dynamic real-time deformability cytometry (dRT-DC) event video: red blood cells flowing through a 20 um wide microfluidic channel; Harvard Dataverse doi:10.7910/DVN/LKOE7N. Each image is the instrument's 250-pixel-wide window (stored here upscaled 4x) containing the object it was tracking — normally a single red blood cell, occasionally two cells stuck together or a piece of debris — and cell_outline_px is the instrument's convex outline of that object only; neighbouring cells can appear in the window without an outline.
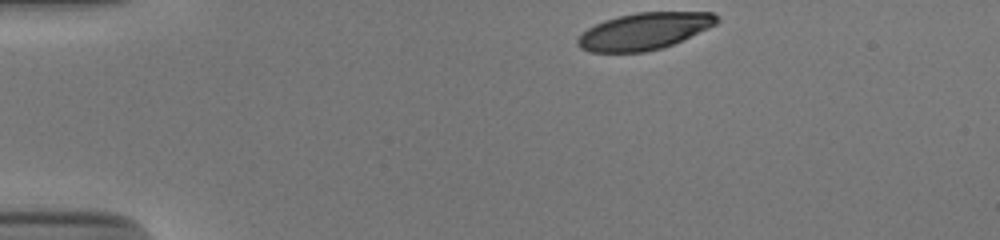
{"species": "human", "species_latin": "Homo sapiens", "temperature_condition": "cold", "stored_images_in_passage": 36, "camera_frame_rate_fps": 3000, "um_per_image_px": 0.085, "donor": {"sex": "male"}, "frame": {"image": 1, "passage_image": 1, "time_ms": 0.0, "image_size_px": [1000, 240], "cell_outline_px": [[720, 20], [716, 24], [708, 28], [664, 48], [644, 52], [588, 52], [580, 48], [576, 44], [576, 40], [588, 28], [604, 20], [636, 12], [712, 12], [720, 16]], "centroid_in_image_um": [54.77, 2.65], "position_along_channel_um": 30.2, "area_um2": 29.88}}
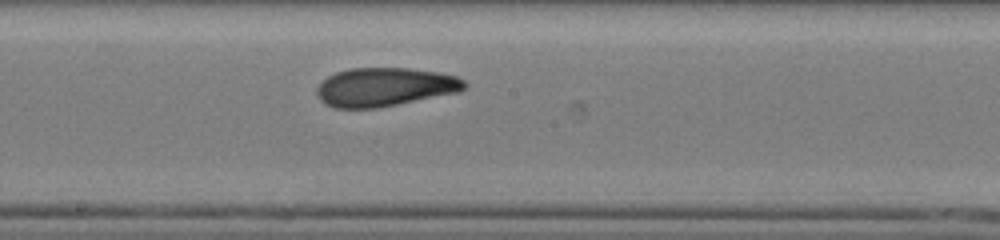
{"frame": {"image": 2, "passage_image": 21, "time_ms": 6.667, "image_size_px": [1000, 240], "cell_outline_px": [[468, 84], [460, 92], [376, 108], [336, 108], [324, 104], [316, 96], [316, 88], [328, 76], [336, 72], [352, 68], [408, 68], [436, 72], [456, 76], [464, 80]], "centroid_in_image_um": [32.69, 7.4], "position_along_channel_um": 215.5, "area_um2": 33.23}}
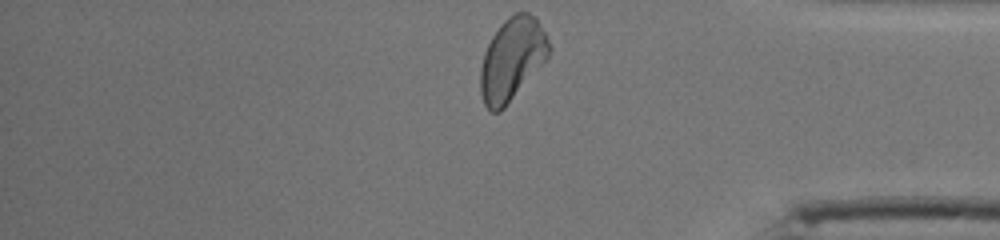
{"frame": {"image": 3, "passage_image": 36, "time_ms": 11.667, "image_size_px": [1000, 240], "cell_outline_px": [[552, 48], [548, 60], [504, 108], [500, 112], [492, 112], [484, 104], [480, 92], [480, 68], [484, 52], [492, 36], [500, 24], [508, 16], [516, 12], [528, 12], [536, 16], [552, 44]], "centroid_in_image_um": [43.56, 5.01], "position_along_channel_um": 391.6, "area_um2": 33.7}, "authors_computed_cell_mechanics": {"area_um2": 32.6281, "velocity_mm_per_s": 3.8583, "shape_relaxation_time_tau1_ms": 5.1597, "shape_relaxation_time_tau2_ms": 1.9189, "deformation_change_tau1": 0.1527, "deformation_change_tau2": 0.0886}}